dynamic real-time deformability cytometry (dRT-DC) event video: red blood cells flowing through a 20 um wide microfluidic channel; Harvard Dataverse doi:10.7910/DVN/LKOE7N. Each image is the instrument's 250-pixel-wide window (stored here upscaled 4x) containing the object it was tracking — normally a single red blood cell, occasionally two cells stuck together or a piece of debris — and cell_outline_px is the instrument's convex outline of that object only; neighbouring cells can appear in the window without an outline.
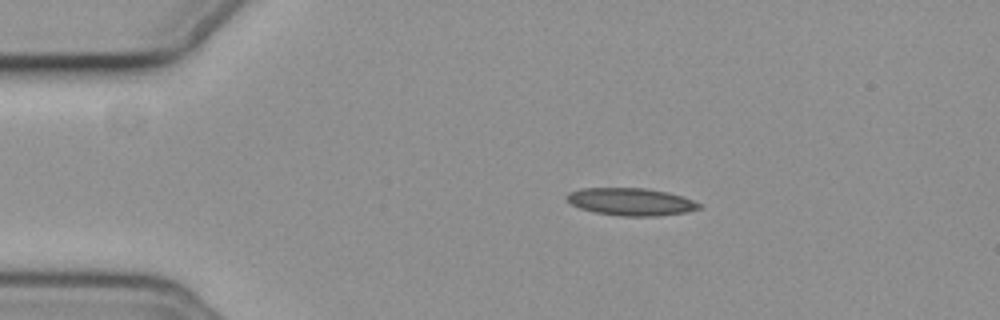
{"species": "common noctule bat (a hibernating species)", "species_latin": "Nyctalus noctula", "temperature_condition": "cold", "stored_images_in_passage": 16, "camera_frame_rate_fps": 3000, "um_per_image_px": 0.085, "animal": {"sex": "female", "body_mass_g": 19.3, "forearm_length_mm": 54.1}, "frame": {"image": 1, "passage_image": 1, "time_ms": 0.0, "image_size_px": [1000, 320], "cell_outline_px": [[700, 208], [684, 212], [656, 216], [620, 216], [596, 212], [580, 208], [572, 204], [564, 196], [568, 192], [580, 188], [644, 188], [668, 192], [692, 200], [700, 204]], "centroid_in_image_um": [53.58, 17.14], "position_along_channel_um": 31.4, "area_um2": 20.98}}
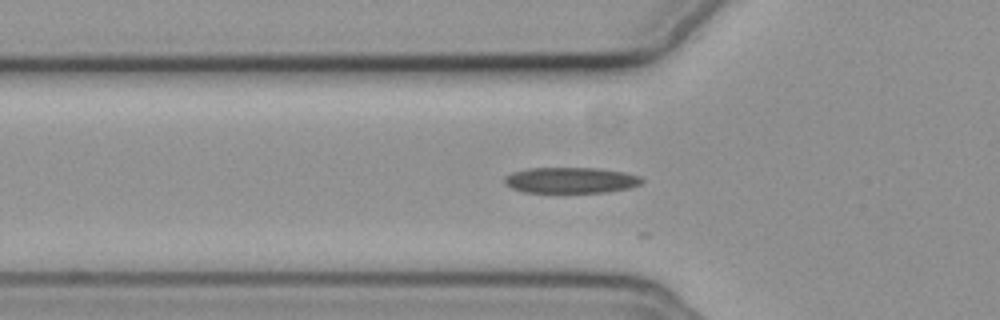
{"frame": {"image": 2, "passage_image": 9, "time_ms": 2.667, "image_size_px": [1000, 320], "cell_outline_px": [[644, 180], [640, 184], [628, 188], [604, 192], [524, 192], [512, 188], [504, 180], [504, 176], [512, 172], [532, 168], [596, 168], [624, 172], [640, 176]], "centroid_in_image_um": [48.52, 15.31], "position_along_channel_um": 77.3, "area_um2": 20.46}}
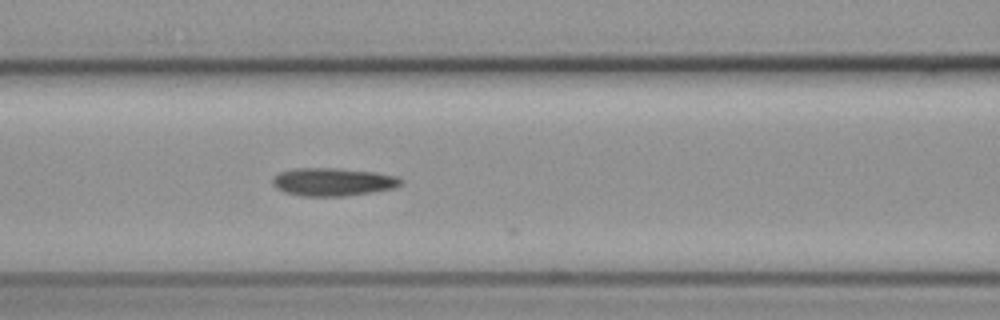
{"frame": {"image": 3, "passage_image": 14, "time_ms": 4.333, "image_size_px": [1000, 320], "cell_outline_px": [[404, 180], [400, 184], [392, 188], [344, 196], [300, 196], [284, 192], [276, 188], [272, 184], [272, 180], [280, 172], [296, 168], [340, 168], [376, 172], [396, 176]], "centroid_in_image_um": [28.27, 15.45], "position_along_channel_um": 138.3, "area_um2": 20.81}}